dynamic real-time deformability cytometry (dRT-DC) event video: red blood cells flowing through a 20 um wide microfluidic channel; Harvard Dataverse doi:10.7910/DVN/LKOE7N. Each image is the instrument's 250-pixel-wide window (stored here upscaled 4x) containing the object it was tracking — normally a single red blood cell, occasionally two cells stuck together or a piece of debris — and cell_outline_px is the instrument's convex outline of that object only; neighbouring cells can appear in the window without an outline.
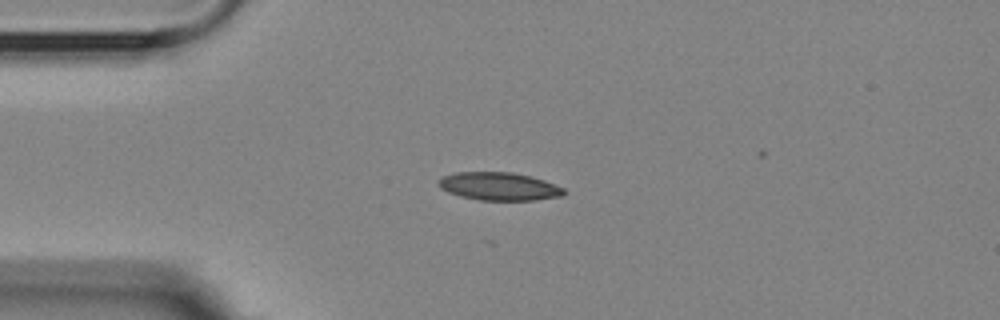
{"species": "Egyptian fruit bat (a non-hibernating species)", "species_latin": "Rousettus aegyptiacus", "temperature_condition": "room temperature", "stored_images_in_passage": 3, "camera_frame_rate_fps": 3000, "um_per_image_px": 0.085, "animal": {"sex": "female"}, "frame": {"image": 1, "passage_image": 1, "time_ms": 0.0, "image_size_px": [1000, 320], "cell_outline_px": [[568, 192], [560, 196], [536, 200], [480, 200], [460, 196], [448, 192], [440, 188], [436, 184], [436, 180], [444, 176], [456, 172], [512, 172], [544, 180], [564, 188]], "centroid_in_image_um": [42.39, 15.84], "position_along_channel_um": 42.6, "area_um2": 20.52}}